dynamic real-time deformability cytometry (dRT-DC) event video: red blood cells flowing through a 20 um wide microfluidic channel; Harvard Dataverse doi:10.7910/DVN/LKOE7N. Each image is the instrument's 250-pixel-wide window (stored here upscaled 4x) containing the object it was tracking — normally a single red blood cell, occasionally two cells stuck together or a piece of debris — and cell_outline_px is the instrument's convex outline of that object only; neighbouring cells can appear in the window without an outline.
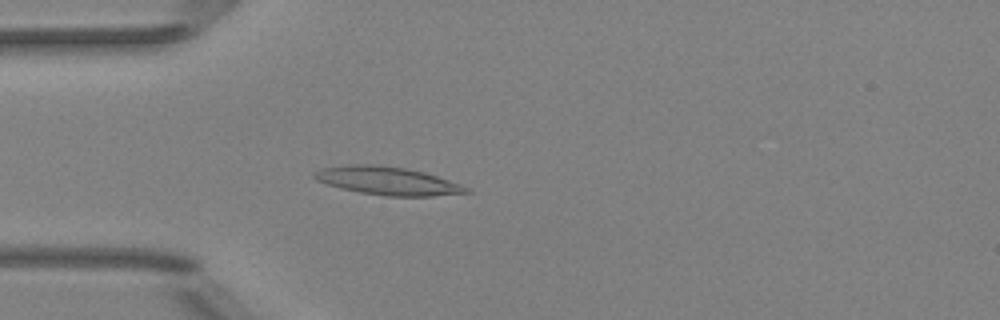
{"species": "Egyptian fruit bat (a non-hibernating species)", "species_latin": "Rousettus aegyptiacus", "temperature_condition": "room temperature", "stored_images_in_passage": 2, "camera_frame_rate_fps": 3000, "um_per_image_px": 0.085, "animal": {"sex": "female"}, "frame": {"image": 1, "passage_image": 2, "time_ms": 1.0, "image_size_px": [1000, 320], "cell_outline_px": [[472, 192], [432, 196], [388, 196], [360, 192], [340, 188], [316, 180], [312, 176], [312, 172], [320, 168], [348, 164], [372, 164], [404, 168], [424, 172], [460, 184], [468, 188]], "centroid_in_image_um": [32.89, 15.36], "position_along_channel_um": 52.1, "area_um2": 24.8}}